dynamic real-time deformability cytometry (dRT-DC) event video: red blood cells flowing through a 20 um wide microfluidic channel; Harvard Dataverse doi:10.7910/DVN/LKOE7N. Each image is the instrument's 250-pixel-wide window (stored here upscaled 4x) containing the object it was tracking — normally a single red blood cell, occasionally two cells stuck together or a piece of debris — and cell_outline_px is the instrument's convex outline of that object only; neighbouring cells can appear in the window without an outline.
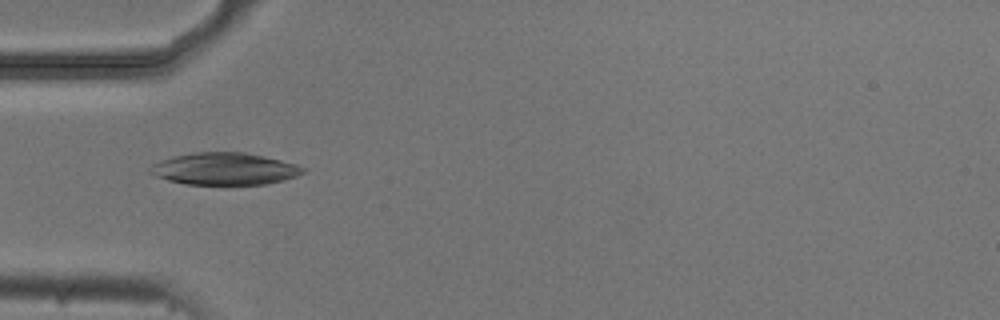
{"species": "common noctule bat (a hibernating species)", "species_latin": "Nyctalus noctula", "temperature_condition": "cold", "stored_images_in_passage": 9, "camera_frame_rate_fps": 3000, "um_per_image_px": 0.085, "animal": {"sex": "male", "body_mass_g": 20.5, "forearm_length_mm": 52.5}, "frame": {"image": 1, "passage_image": 4, "time_ms": 1.0, "image_size_px": [1000, 320], "cell_outline_px": [[308, 168], [304, 172], [296, 176], [284, 180], [268, 184], [184, 184], [168, 180], [156, 176], [148, 172], [148, 168], [152, 164], [160, 160], [172, 156], [192, 152], [244, 152], [264, 156], [296, 164]], "centroid_in_image_um": [19.07, 14.34], "position_along_channel_um": 65.9, "area_um2": 28.78}}
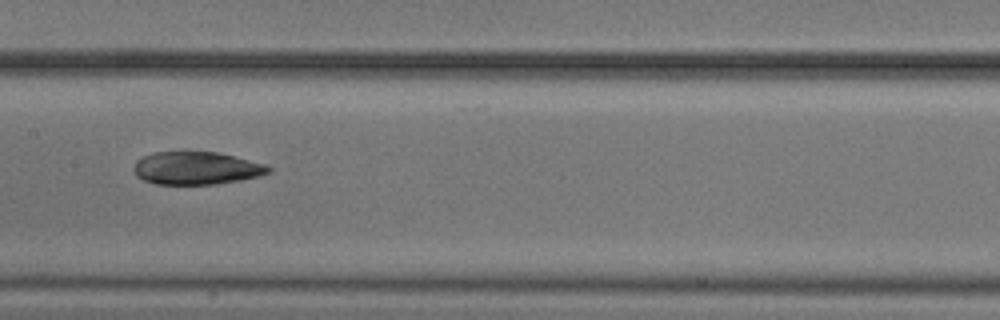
{"frame": {"image": 2, "passage_image": 7, "time_ms": 2.0, "image_size_px": [1000, 320], "cell_outline_px": [[272, 172], [260, 176], [240, 180], [216, 184], [156, 184], [144, 180], [136, 176], [132, 168], [136, 160], [152, 152], [216, 152], [264, 164], [272, 168]], "centroid_in_image_um": [16.67, 14.3], "position_along_channel_um": 190.7, "area_um2": 25.72}}
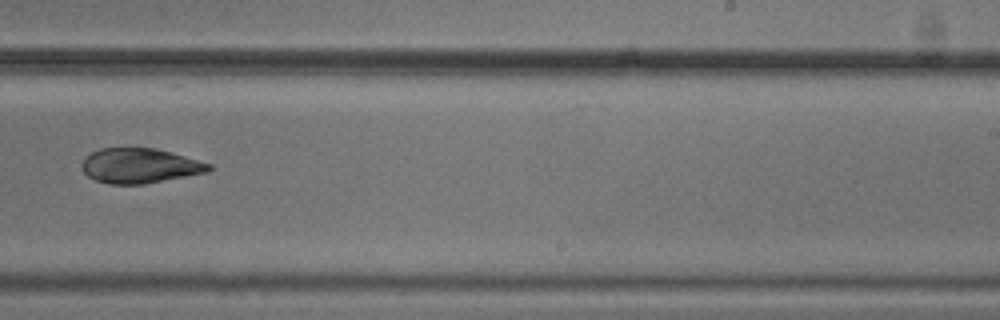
{"frame": {"image": 3, "passage_image": 9, "time_ms": 2.667, "image_size_px": [1000, 320], "cell_outline_px": [[212, 168], [208, 172], [144, 184], [108, 184], [96, 180], [88, 176], [84, 172], [80, 164], [84, 156], [100, 148], [156, 148], [172, 152], [212, 164]], "centroid_in_image_um": [11.87, 14.08], "position_along_channel_um": 277.1, "area_um2": 25.95}}